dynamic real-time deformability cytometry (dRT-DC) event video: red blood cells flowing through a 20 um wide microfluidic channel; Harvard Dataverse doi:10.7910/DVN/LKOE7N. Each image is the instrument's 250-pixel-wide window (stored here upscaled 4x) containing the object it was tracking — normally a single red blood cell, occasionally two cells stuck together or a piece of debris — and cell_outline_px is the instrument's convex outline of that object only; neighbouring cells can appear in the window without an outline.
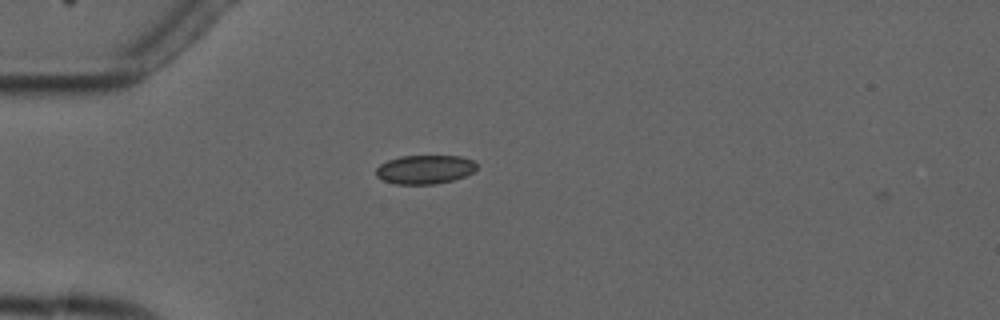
{"species": "common noctule bat (a hibernating species)", "species_latin": "Nyctalus noctula", "temperature_condition": "cold", "stored_images_in_passage": 5, "camera_frame_rate_fps": 3000, "um_per_image_px": 0.085, "animal": {"sex": "male", "forearm_length_mm": 52.5}, "frame": {"image": 1, "passage_image": 5, "time_ms": 4.667, "image_size_px": [1000, 320], "cell_outline_px": [[476, 168], [472, 172], [464, 176], [452, 180], [436, 184], [396, 184], [384, 180], [376, 176], [376, 168], [380, 164], [388, 160], [400, 156], [460, 156], [472, 160], [476, 164]], "centroid_in_image_um": [36.09, 14.4], "position_along_channel_um": 48.9, "area_um2": 16.82}}